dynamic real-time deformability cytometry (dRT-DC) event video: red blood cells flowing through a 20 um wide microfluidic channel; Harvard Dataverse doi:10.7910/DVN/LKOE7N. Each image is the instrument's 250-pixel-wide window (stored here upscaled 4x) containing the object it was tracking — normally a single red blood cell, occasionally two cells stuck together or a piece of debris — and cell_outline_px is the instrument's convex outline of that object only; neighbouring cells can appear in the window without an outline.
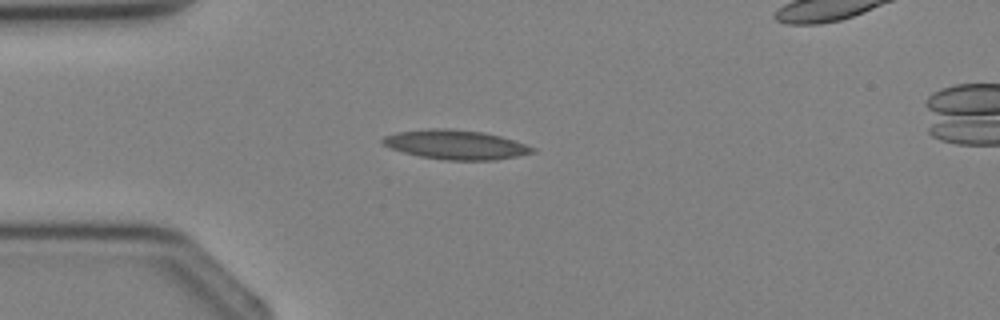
{"species": "Egyptian fruit bat (a non-hibernating species)", "species_latin": "Rousettus aegyptiacus", "temperature_condition": "cold", "stored_images_in_passage": 2, "camera_frame_rate_fps": 3000, "um_per_image_px": 0.085, "animal": {"sex": "female"}, "frame": {"image": 1, "passage_image": 1, "time_ms": 0.0, "image_size_px": [1000, 320], "cell_outline_px": [[536, 152], [516, 156], [492, 160], [444, 160], [420, 156], [404, 152], [392, 148], [384, 144], [380, 140], [384, 136], [396, 132], [432, 128], [452, 128], [484, 132], [500, 136], [536, 148]], "centroid_in_image_um": [38.73, 12.29], "position_along_channel_um": 46.3, "area_um2": 25.49}}